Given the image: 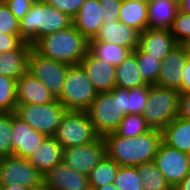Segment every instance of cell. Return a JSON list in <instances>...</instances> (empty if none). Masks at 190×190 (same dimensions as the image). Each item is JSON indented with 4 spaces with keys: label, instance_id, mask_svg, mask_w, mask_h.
Instances as JSON below:
<instances>
[{
    "label": "cell",
    "instance_id": "8d00e7d4",
    "mask_svg": "<svg viewBox=\"0 0 190 190\" xmlns=\"http://www.w3.org/2000/svg\"><path fill=\"white\" fill-rule=\"evenodd\" d=\"M19 21L4 2H0V33L19 35Z\"/></svg>",
    "mask_w": 190,
    "mask_h": 190
},
{
    "label": "cell",
    "instance_id": "44dd1931",
    "mask_svg": "<svg viewBox=\"0 0 190 190\" xmlns=\"http://www.w3.org/2000/svg\"><path fill=\"white\" fill-rule=\"evenodd\" d=\"M63 147L54 137H45L36 151L27 159L43 176L62 162Z\"/></svg>",
    "mask_w": 190,
    "mask_h": 190
},
{
    "label": "cell",
    "instance_id": "d6a6232c",
    "mask_svg": "<svg viewBox=\"0 0 190 190\" xmlns=\"http://www.w3.org/2000/svg\"><path fill=\"white\" fill-rule=\"evenodd\" d=\"M114 184L119 190H143L142 179L135 166H120Z\"/></svg>",
    "mask_w": 190,
    "mask_h": 190
},
{
    "label": "cell",
    "instance_id": "30bf717a",
    "mask_svg": "<svg viewBox=\"0 0 190 190\" xmlns=\"http://www.w3.org/2000/svg\"><path fill=\"white\" fill-rule=\"evenodd\" d=\"M43 182V175L25 158L7 156L0 158V187L20 185L34 188Z\"/></svg>",
    "mask_w": 190,
    "mask_h": 190
},
{
    "label": "cell",
    "instance_id": "b9f144b4",
    "mask_svg": "<svg viewBox=\"0 0 190 190\" xmlns=\"http://www.w3.org/2000/svg\"><path fill=\"white\" fill-rule=\"evenodd\" d=\"M177 117L185 120H190V93L179 95Z\"/></svg>",
    "mask_w": 190,
    "mask_h": 190
},
{
    "label": "cell",
    "instance_id": "e0dca14e",
    "mask_svg": "<svg viewBox=\"0 0 190 190\" xmlns=\"http://www.w3.org/2000/svg\"><path fill=\"white\" fill-rule=\"evenodd\" d=\"M43 182L52 190H91L88 176L74 171L63 161L44 174Z\"/></svg>",
    "mask_w": 190,
    "mask_h": 190
},
{
    "label": "cell",
    "instance_id": "d6986e66",
    "mask_svg": "<svg viewBox=\"0 0 190 190\" xmlns=\"http://www.w3.org/2000/svg\"><path fill=\"white\" fill-rule=\"evenodd\" d=\"M179 45L169 29L147 28L140 33L139 48L148 56L162 61Z\"/></svg>",
    "mask_w": 190,
    "mask_h": 190
},
{
    "label": "cell",
    "instance_id": "4316f807",
    "mask_svg": "<svg viewBox=\"0 0 190 190\" xmlns=\"http://www.w3.org/2000/svg\"><path fill=\"white\" fill-rule=\"evenodd\" d=\"M96 58L103 60L106 64L114 67L125 61L132 51L124 46L106 42H89L88 49Z\"/></svg>",
    "mask_w": 190,
    "mask_h": 190
},
{
    "label": "cell",
    "instance_id": "7bdbcfd3",
    "mask_svg": "<svg viewBox=\"0 0 190 190\" xmlns=\"http://www.w3.org/2000/svg\"><path fill=\"white\" fill-rule=\"evenodd\" d=\"M183 79L180 94L190 93V57L185 62L183 71Z\"/></svg>",
    "mask_w": 190,
    "mask_h": 190
},
{
    "label": "cell",
    "instance_id": "cb8c5ba5",
    "mask_svg": "<svg viewBox=\"0 0 190 190\" xmlns=\"http://www.w3.org/2000/svg\"><path fill=\"white\" fill-rule=\"evenodd\" d=\"M162 141L181 152L190 153V120L173 119L162 131Z\"/></svg>",
    "mask_w": 190,
    "mask_h": 190
},
{
    "label": "cell",
    "instance_id": "8fae6325",
    "mask_svg": "<svg viewBox=\"0 0 190 190\" xmlns=\"http://www.w3.org/2000/svg\"><path fill=\"white\" fill-rule=\"evenodd\" d=\"M155 165L174 189L190 173L189 154L161 142L154 159Z\"/></svg>",
    "mask_w": 190,
    "mask_h": 190
},
{
    "label": "cell",
    "instance_id": "7402d4cb",
    "mask_svg": "<svg viewBox=\"0 0 190 190\" xmlns=\"http://www.w3.org/2000/svg\"><path fill=\"white\" fill-rule=\"evenodd\" d=\"M32 45L23 42L17 49L0 53V75L17 80L27 72Z\"/></svg>",
    "mask_w": 190,
    "mask_h": 190
},
{
    "label": "cell",
    "instance_id": "83f0119b",
    "mask_svg": "<svg viewBox=\"0 0 190 190\" xmlns=\"http://www.w3.org/2000/svg\"><path fill=\"white\" fill-rule=\"evenodd\" d=\"M119 167L115 161L105 155L88 175L91 190L113 184Z\"/></svg>",
    "mask_w": 190,
    "mask_h": 190
},
{
    "label": "cell",
    "instance_id": "ab89813d",
    "mask_svg": "<svg viewBox=\"0 0 190 190\" xmlns=\"http://www.w3.org/2000/svg\"><path fill=\"white\" fill-rule=\"evenodd\" d=\"M4 3L19 22L25 17L32 6L30 2L21 0H6Z\"/></svg>",
    "mask_w": 190,
    "mask_h": 190
},
{
    "label": "cell",
    "instance_id": "ac0fdd59",
    "mask_svg": "<svg viewBox=\"0 0 190 190\" xmlns=\"http://www.w3.org/2000/svg\"><path fill=\"white\" fill-rule=\"evenodd\" d=\"M56 98L45 87L40 80L26 72L16 81L17 105L34 104L47 105L54 102Z\"/></svg>",
    "mask_w": 190,
    "mask_h": 190
},
{
    "label": "cell",
    "instance_id": "1f68e13d",
    "mask_svg": "<svg viewBox=\"0 0 190 190\" xmlns=\"http://www.w3.org/2000/svg\"><path fill=\"white\" fill-rule=\"evenodd\" d=\"M16 81L0 75V113L15 112L17 106Z\"/></svg>",
    "mask_w": 190,
    "mask_h": 190
},
{
    "label": "cell",
    "instance_id": "7c38bea8",
    "mask_svg": "<svg viewBox=\"0 0 190 190\" xmlns=\"http://www.w3.org/2000/svg\"><path fill=\"white\" fill-rule=\"evenodd\" d=\"M105 155V142L99 137L85 145L64 148L62 161L74 171L88 176Z\"/></svg>",
    "mask_w": 190,
    "mask_h": 190
},
{
    "label": "cell",
    "instance_id": "816d5d0a",
    "mask_svg": "<svg viewBox=\"0 0 190 190\" xmlns=\"http://www.w3.org/2000/svg\"><path fill=\"white\" fill-rule=\"evenodd\" d=\"M133 1H139V2H144V3L148 4L151 0H133Z\"/></svg>",
    "mask_w": 190,
    "mask_h": 190
},
{
    "label": "cell",
    "instance_id": "ba28073f",
    "mask_svg": "<svg viewBox=\"0 0 190 190\" xmlns=\"http://www.w3.org/2000/svg\"><path fill=\"white\" fill-rule=\"evenodd\" d=\"M67 110L57 99L47 105H17L15 115L26 122L32 129L47 137H54Z\"/></svg>",
    "mask_w": 190,
    "mask_h": 190
},
{
    "label": "cell",
    "instance_id": "484cf974",
    "mask_svg": "<svg viewBox=\"0 0 190 190\" xmlns=\"http://www.w3.org/2000/svg\"><path fill=\"white\" fill-rule=\"evenodd\" d=\"M115 72L116 87L118 88L134 89L147 86L139 73L137 59L133 53L115 67Z\"/></svg>",
    "mask_w": 190,
    "mask_h": 190
},
{
    "label": "cell",
    "instance_id": "7a4b0ae2",
    "mask_svg": "<svg viewBox=\"0 0 190 190\" xmlns=\"http://www.w3.org/2000/svg\"><path fill=\"white\" fill-rule=\"evenodd\" d=\"M129 89L115 87L108 92H99L86 110L99 137L114 133L128 114Z\"/></svg>",
    "mask_w": 190,
    "mask_h": 190
},
{
    "label": "cell",
    "instance_id": "9a60e30c",
    "mask_svg": "<svg viewBox=\"0 0 190 190\" xmlns=\"http://www.w3.org/2000/svg\"><path fill=\"white\" fill-rule=\"evenodd\" d=\"M79 65L97 93L108 92L116 87L115 67L96 58L89 50Z\"/></svg>",
    "mask_w": 190,
    "mask_h": 190
},
{
    "label": "cell",
    "instance_id": "4dcf8cb0",
    "mask_svg": "<svg viewBox=\"0 0 190 190\" xmlns=\"http://www.w3.org/2000/svg\"><path fill=\"white\" fill-rule=\"evenodd\" d=\"M150 130L151 128L141 114H126L114 133L120 137L129 138L137 137Z\"/></svg>",
    "mask_w": 190,
    "mask_h": 190
},
{
    "label": "cell",
    "instance_id": "5bb4252c",
    "mask_svg": "<svg viewBox=\"0 0 190 190\" xmlns=\"http://www.w3.org/2000/svg\"><path fill=\"white\" fill-rule=\"evenodd\" d=\"M189 54L185 45H177L161 61L157 85L180 91L183 79V68Z\"/></svg>",
    "mask_w": 190,
    "mask_h": 190
},
{
    "label": "cell",
    "instance_id": "f546056e",
    "mask_svg": "<svg viewBox=\"0 0 190 190\" xmlns=\"http://www.w3.org/2000/svg\"><path fill=\"white\" fill-rule=\"evenodd\" d=\"M137 59L138 70L147 85H157L161 61L148 56L139 47L132 52Z\"/></svg>",
    "mask_w": 190,
    "mask_h": 190
},
{
    "label": "cell",
    "instance_id": "ee69618b",
    "mask_svg": "<svg viewBox=\"0 0 190 190\" xmlns=\"http://www.w3.org/2000/svg\"><path fill=\"white\" fill-rule=\"evenodd\" d=\"M173 190H190V173Z\"/></svg>",
    "mask_w": 190,
    "mask_h": 190
},
{
    "label": "cell",
    "instance_id": "52a82bcc",
    "mask_svg": "<svg viewBox=\"0 0 190 190\" xmlns=\"http://www.w3.org/2000/svg\"><path fill=\"white\" fill-rule=\"evenodd\" d=\"M54 138L64 149L94 142L99 136L86 111H66Z\"/></svg>",
    "mask_w": 190,
    "mask_h": 190
},
{
    "label": "cell",
    "instance_id": "681fc988",
    "mask_svg": "<svg viewBox=\"0 0 190 190\" xmlns=\"http://www.w3.org/2000/svg\"><path fill=\"white\" fill-rule=\"evenodd\" d=\"M21 1L30 2L32 5H33V4H36V3L45 2V0H21Z\"/></svg>",
    "mask_w": 190,
    "mask_h": 190
},
{
    "label": "cell",
    "instance_id": "4fadbf2b",
    "mask_svg": "<svg viewBox=\"0 0 190 190\" xmlns=\"http://www.w3.org/2000/svg\"><path fill=\"white\" fill-rule=\"evenodd\" d=\"M45 135L32 129L12 112V155L27 159L45 139Z\"/></svg>",
    "mask_w": 190,
    "mask_h": 190
},
{
    "label": "cell",
    "instance_id": "9c48e42d",
    "mask_svg": "<svg viewBox=\"0 0 190 190\" xmlns=\"http://www.w3.org/2000/svg\"><path fill=\"white\" fill-rule=\"evenodd\" d=\"M70 65L39 55L33 48L28 56L27 72L37 78L57 99Z\"/></svg>",
    "mask_w": 190,
    "mask_h": 190
},
{
    "label": "cell",
    "instance_id": "f35d334b",
    "mask_svg": "<svg viewBox=\"0 0 190 190\" xmlns=\"http://www.w3.org/2000/svg\"><path fill=\"white\" fill-rule=\"evenodd\" d=\"M103 11V22L119 20L122 0H98Z\"/></svg>",
    "mask_w": 190,
    "mask_h": 190
},
{
    "label": "cell",
    "instance_id": "836d02e7",
    "mask_svg": "<svg viewBox=\"0 0 190 190\" xmlns=\"http://www.w3.org/2000/svg\"><path fill=\"white\" fill-rule=\"evenodd\" d=\"M12 112L0 113V158L12 156Z\"/></svg>",
    "mask_w": 190,
    "mask_h": 190
},
{
    "label": "cell",
    "instance_id": "3957f363",
    "mask_svg": "<svg viewBox=\"0 0 190 190\" xmlns=\"http://www.w3.org/2000/svg\"><path fill=\"white\" fill-rule=\"evenodd\" d=\"M32 48L41 56L71 65H79L89 49V41L72 25L40 38Z\"/></svg>",
    "mask_w": 190,
    "mask_h": 190
},
{
    "label": "cell",
    "instance_id": "7dc6e473",
    "mask_svg": "<svg viewBox=\"0 0 190 190\" xmlns=\"http://www.w3.org/2000/svg\"><path fill=\"white\" fill-rule=\"evenodd\" d=\"M94 190H119V189L113 183V184L104 185L99 188H95Z\"/></svg>",
    "mask_w": 190,
    "mask_h": 190
},
{
    "label": "cell",
    "instance_id": "8992f818",
    "mask_svg": "<svg viewBox=\"0 0 190 190\" xmlns=\"http://www.w3.org/2000/svg\"><path fill=\"white\" fill-rule=\"evenodd\" d=\"M97 91L80 65H71L57 101L67 111H86L96 98Z\"/></svg>",
    "mask_w": 190,
    "mask_h": 190
},
{
    "label": "cell",
    "instance_id": "d590c367",
    "mask_svg": "<svg viewBox=\"0 0 190 190\" xmlns=\"http://www.w3.org/2000/svg\"><path fill=\"white\" fill-rule=\"evenodd\" d=\"M149 94V85L129 89V108L128 114H143Z\"/></svg>",
    "mask_w": 190,
    "mask_h": 190
},
{
    "label": "cell",
    "instance_id": "f6af8a7d",
    "mask_svg": "<svg viewBox=\"0 0 190 190\" xmlns=\"http://www.w3.org/2000/svg\"><path fill=\"white\" fill-rule=\"evenodd\" d=\"M179 11L184 14H190V0H178Z\"/></svg>",
    "mask_w": 190,
    "mask_h": 190
},
{
    "label": "cell",
    "instance_id": "5b68a950",
    "mask_svg": "<svg viewBox=\"0 0 190 190\" xmlns=\"http://www.w3.org/2000/svg\"><path fill=\"white\" fill-rule=\"evenodd\" d=\"M180 92L149 85L147 103L142 114L151 129L162 131L178 115Z\"/></svg>",
    "mask_w": 190,
    "mask_h": 190
},
{
    "label": "cell",
    "instance_id": "277c9868",
    "mask_svg": "<svg viewBox=\"0 0 190 190\" xmlns=\"http://www.w3.org/2000/svg\"><path fill=\"white\" fill-rule=\"evenodd\" d=\"M73 25V19L46 2L31 6L19 23L20 38L32 46L42 37L65 30Z\"/></svg>",
    "mask_w": 190,
    "mask_h": 190
},
{
    "label": "cell",
    "instance_id": "ffe728a7",
    "mask_svg": "<svg viewBox=\"0 0 190 190\" xmlns=\"http://www.w3.org/2000/svg\"><path fill=\"white\" fill-rule=\"evenodd\" d=\"M98 0H85L79 12L72 18L73 26L89 41L98 34L103 23Z\"/></svg>",
    "mask_w": 190,
    "mask_h": 190
},
{
    "label": "cell",
    "instance_id": "2e32d148",
    "mask_svg": "<svg viewBox=\"0 0 190 190\" xmlns=\"http://www.w3.org/2000/svg\"><path fill=\"white\" fill-rule=\"evenodd\" d=\"M140 32L119 20L103 22L98 34L89 42H106L129 48L132 52L139 47Z\"/></svg>",
    "mask_w": 190,
    "mask_h": 190
},
{
    "label": "cell",
    "instance_id": "d4e9b609",
    "mask_svg": "<svg viewBox=\"0 0 190 190\" xmlns=\"http://www.w3.org/2000/svg\"><path fill=\"white\" fill-rule=\"evenodd\" d=\"M148 4L133 0H122L119 21L138 30L140 33L148 28Z\"/></svg>",
    "mask_w": 190,
    "mask_h": 190
},
{
    "label": "cell",
    "instance_id": "603a6c76",
    "mask_svg": "<svg viewBox=\"0 0 190 190\" xmlns=\"http://www.w3.org/2000/svg\"><path fill=\"white\" fill-rule=\"evenodd\" d=\"M178 11V0H151L147 9L148 28L170 29Z\"/></svg>",
    "mask_w": 190,
    "mask_h": 190
},
{
    "label": "cell",
    "instance_id": "bcb514c9",
    "mask_svg": "<svg viewBox=\"0 0 190 190\" xmlns=\"http://www.w3.org/2000/svg\"><path fill=\"white\" fill-rule=\"evenodd\" d=\"M1 190H32V188L23 187L20 185L2 186Z\"/></svg>",
    "mask_w": 190,
    "mask_h": 190
},
{
    "label": "cell",
    "instance_id": "60d3db41",
    "mask_svg": "<svg viewBox=\"0 0 190 190\" xmlns=\"http://www.w3.org/2000/svg\"><path fill=\"white\" fill-rule=\"evenodd\" d=\"M23 42L20 35H6L0 33V53L17 49Z\"/></svg>",
    "mask_w": 190,
    "mask_h": 190
},
{
    "label": "cell",
    "instance_id": "f1b7e54d",
    "mask_svg": "<svg viewBox=\"0 0 190 190\" xmlns=\"http://www.w3.org/2000/svg\"><path fill=\"white\" fill-rule=\"evenodd\" d=\"M135 167L142 179L143 190H173L154 161Z\"/></svg>",
    "mask_w": 190,
    "mask_h": 190
},
{
    "label": "cell",
    "instance_id": "6da1fadb",
    "mask_svg": "<svg viewBox=\"0 0 190 190\" xmlns=\"http://www.w3.org/2000/svg\"><path fill=\"white\" fill-rule=\"evenodd\" d=\"M106 156L119 166H137L153 162L162 142L161 131L151 129L137 137H120L115 133L103 137Z\"/></svg>",
    "mask_w": 190,
    "mask_h": 190
},
{
    "label": "cell",
    "instance_id": "c3c4849f",
    "mask_svg": "<svg viewBox=\"0 0 190 190\" xmlns=\"http://www.w3.org/2000/svg\"><path fill=\"white\" fill-rule=\"evenodd\" d=\"M32 190H52L47 184L42 182L40 185L34 187Z\"/></svg>",
    "mask_w": 190,
    "mask_h": 190
},
{
    "label": "cell",
    "instance_id": "e575fe53",
    "mask_svg": "<svg viewBox=\"0 0 190 190\" xmlns=\"http://www.w3.org/2000/svg\"><path fill=\"white\" fill-rule=\"evenodd\" d=\"M169 30L178 44L185 45L190 40V14L178 11Z\"/></svg>",
    "mask_w": 190,
    "mask_h": 190
},
{
    "label": "cell",
    "instance_id": "f907efd6",
    "mask_svg": "<svg viewBox=\"0 0 190 190\" xmlns=\"http://www.w3.org/2000/svg\"><path fill=\"white\" fill-rule=\"evenodd\" d=\"M185 46L187 47L188 54H189V57H190V40L185 44Z\"/></svg>",
    "mask_w": 190,
    "mask_h": 190
},
{
    "label": "cell",
    "instance_id": "74e56055",
    "mask_svg": "<svg viewBox=\"0 0 190 190\" xmlns=\"http://www.w3.org/2000/svg\"><path fill=\"white\" fill-rule=\"evenodd\" d=\"M45 2L73 18L79 12L85 0H45Z\"/></svg>",
    "mask_w": 190,
    "mask_h": 190
}]
</instances>
